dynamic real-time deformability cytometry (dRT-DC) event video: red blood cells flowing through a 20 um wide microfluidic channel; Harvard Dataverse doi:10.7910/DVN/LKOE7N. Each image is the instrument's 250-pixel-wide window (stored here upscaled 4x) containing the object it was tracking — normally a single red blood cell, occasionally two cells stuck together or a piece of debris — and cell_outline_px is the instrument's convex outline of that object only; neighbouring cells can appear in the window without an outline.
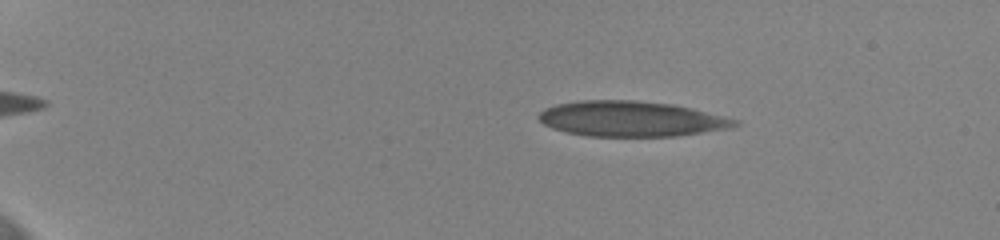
{"species": "human", "species_latin": "Homo sapiens", "temperature_condition": "cold", "stored_images_in_passage": 7, "camera_frame_rate_fps": 3000, "um_per_image_px": 0.085, "donor": {"sex": "female"}, "frame": {"image": 1, "passage_image": 2, "time_ms": 0.333, "image_size_px": [1000, 240], "cell_outline_px": [[740, 124], [724, 128], [676, 136], [588, 136], [568, 132], [552, 128], [544, 124], [536, 116], [544, 108], [556, 104], [580, 100], [636, 100], [672, 104], [692, 108], [740, 120]], "centroid_in_image_um": [53.6, 10.09], "position_along_channel_um": 31.4, "area_um2": 40.23}}
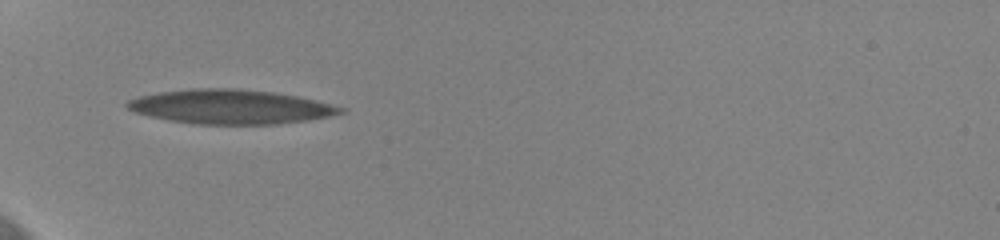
{"frame": {"image": 2, "passage_image": 6, "time_ms": 1.667, "image_size_px": [1000, 240], "cell_outline_px": [[348, 108], [344, 112], [328, 116], [308, 120], [276, 124], [196, 124], [168, 120], [148, 116], [136, 112], [128, 108], [124, 104], [128, 100], [140, 96], [160, 92], [192, 88], [236, 88], [272, 92], [296, 96]], "centroid_in_image_um": [19.58, 9.07], "position_along_channel_um": 65.4, "area_um2": 42.48}}